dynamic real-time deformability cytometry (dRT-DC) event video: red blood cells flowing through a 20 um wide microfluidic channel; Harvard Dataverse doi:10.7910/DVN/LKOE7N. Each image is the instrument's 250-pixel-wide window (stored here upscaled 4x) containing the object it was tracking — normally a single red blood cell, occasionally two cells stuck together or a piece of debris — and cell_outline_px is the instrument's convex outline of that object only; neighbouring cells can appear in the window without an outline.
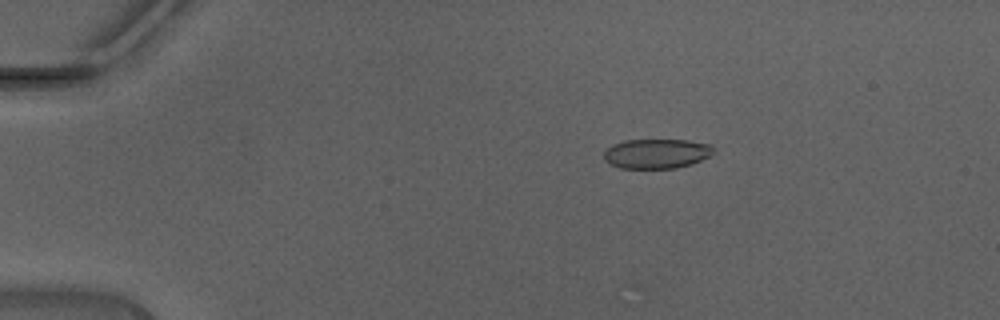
{"species": "Egyptian fruit bat (a non-hibernating species)", "species_latin": "Rousettus aegyptiacus", "temperature_condition": "warm", "stored_images_in_passage": 39, "camera_frame_rate_fps": 3000, "um_per_image_px": 0.085, "animal": {"sex": "male"}, "frame": {"image": 1, "passage_image": 1, "time_ms": 0.0, "image_size_px": [1000, 320], "cell_outline_px": [[716, 152], [692, 164], [676, 168], [620, 168], [604, 160], [604, 152], [612, 144], [624, 140], [688, 140], [712, 144]], "centroid_in_image_um": [55.84, 13.05], "position_along_channel_um": 29.2, "area_um2": 19.02}}
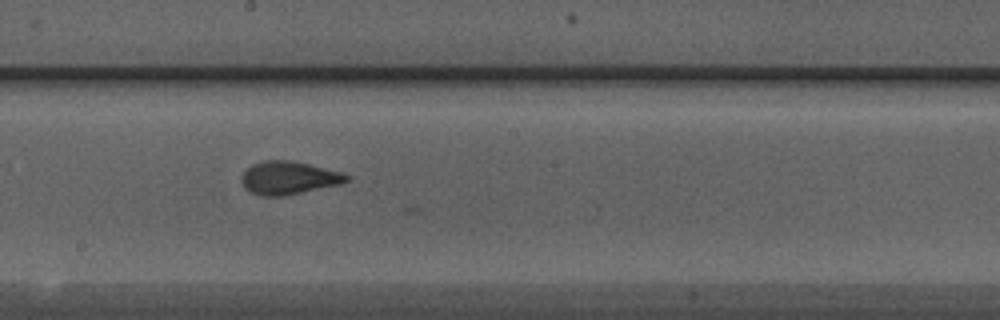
{"frame": {"image": 2, "passage_image": 19, "time_ms": 6.0, "image_size_px": [1000, 320], "cell_outline_px": [[348, 180], [340, 184], [284, 196], [260, 196], [244, 188], [240, 180], [240, 176], [252, 164], [264, 160], [288, 160], [308, 164], [344, 172], [348, 176]], "centroid_in_image_um": [24.51, 15.12], "position_along_channel_um": 223.7, "area_um2": 20.23}}
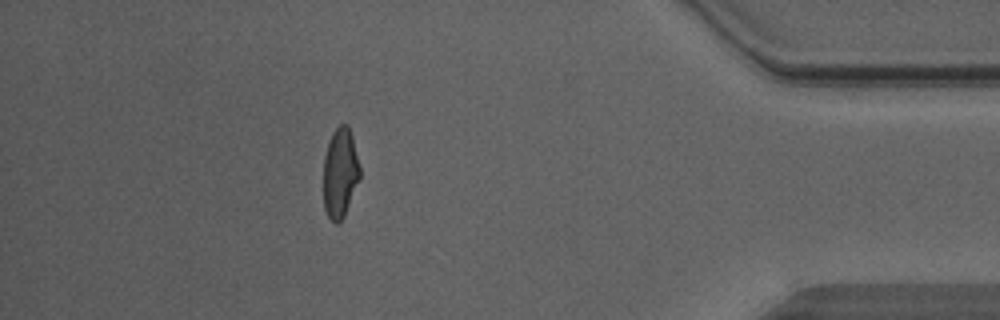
{"frame": {"image": 3, "passage_image": 34, "time_ms": 11.0, "image_size_px": [1000, 320], "cell_outline_px": [[360, 180], [344, 216], [336, 224], [328, 216], [324, 208], [324, 156], [332, 132], [340, 124], [348, 124], [352, 136], [360, 168]], "centroid_in_image_um": [28.92, 14.69], "position_along_channel_um": 406.3, "area_um2": 19.02}, "authors_computed_cell_mechanics": {"area_um2": 19.9988, "velocity_mm_per_s": 4.4938, "shape_relaxation_time_tau1_ms": 2.6793, "shape_relaxation_time_tau2_ms": null, "deformation_change_tau1": 0.132, "deformation_change_tau2": null}}